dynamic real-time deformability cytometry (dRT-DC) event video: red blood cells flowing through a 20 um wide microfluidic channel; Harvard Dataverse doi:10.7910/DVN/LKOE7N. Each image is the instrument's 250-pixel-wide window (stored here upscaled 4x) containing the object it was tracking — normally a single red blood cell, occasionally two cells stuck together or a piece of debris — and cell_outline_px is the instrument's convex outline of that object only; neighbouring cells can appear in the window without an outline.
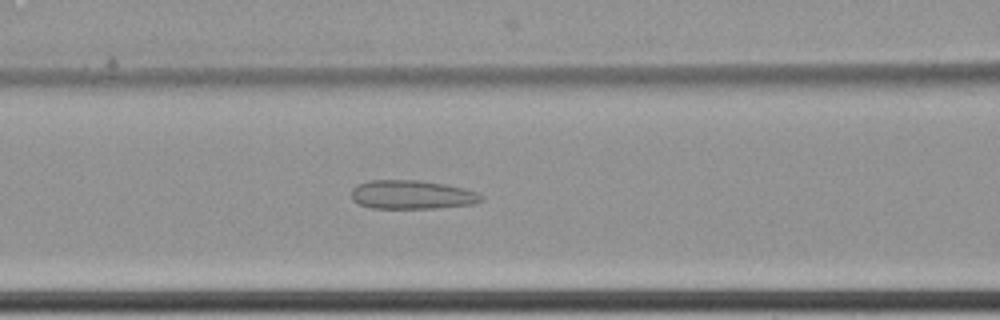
{"species": "common noctule bat (a hibernating species)", "species_latin": "Nyctalus noctula", "temperature_condition": "cold", "stored_images_in_passage": 65, "camera_frame_rate_fps": 3000, "um_per_image_px": 0.085, "animal": {"sex": "female", "body_mass_g": 22.7, "forearm_length_mm": 54.2}, "frame": {"image": 1, "passage_image": 31, "time_ms": 10.0, "image_size_px": [1000, 320], "cell_outline_px": [[484, 200], [472, 204], [436, 208], [368, 208], [352, 200], [352, 188], [356, 184], [368, 180], [420, 180], [444, 184], [464, 188], [476, 192], [484, 196]], "centroid_in_image_um": [34.99, 16.54], "position_along_channel_um": 131.6, "area_um2": 21.96}}
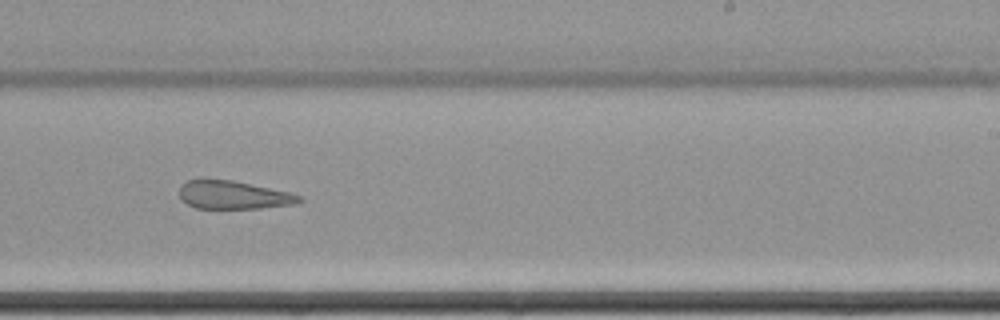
{"frame": {"image": 2, "passage_image": 43, "time_ms": 14.0, "image_size_px": [1000, 320], "cell_outline_px": [[304, 200], [296, 204], [260, 208], [196, 208], [180, 200], [180, 184], [188, 180], [200, 176], [232, 180], [288, 192], [304, 196]], "centroid_in_image_um": [19.79, 16.54], "position_along_channel_um": 269.2, "area_um2": 20.23}}
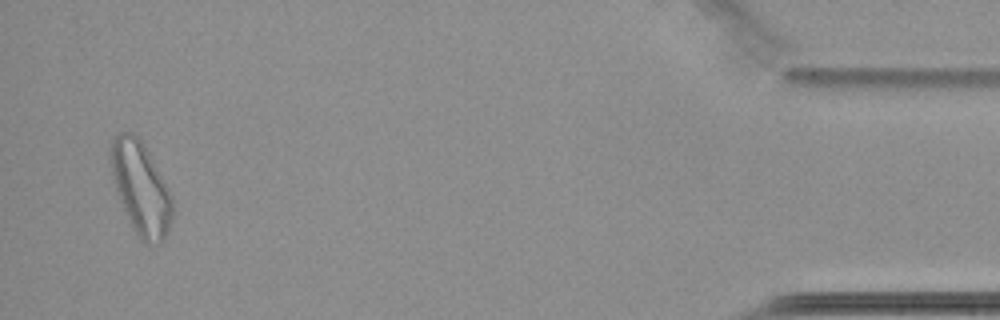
{"frame": {"image": 3, "passage_image": 63, "time_ms": 20.667, "image_size_px": [1000, 320], "cell_outline_px": [[172, 220], [164, 240], [156, 244], [144, 244], [140, 240], [120, 200], [112, 176], [108, 156], [108, 148], [116, 136], [120, 132], [132, 132], [140, 136], [168, 188], [172, 196]], "centroid_in_image_um": [11.95, 15.96], "position_along_channel_um": 423.2, "area_um2": 33.29}, "authors_computed_cell_mechanics": {"area_um2": 27.6284, "velocity_mm_per_s": 3.4493, "shape_relaxation_time_tau1_ms": null, "shape_relaxation_time_tau2_ms": 2.244, "deformation_change_tau1": null, "deformation_change_tau2": 0.0962}}